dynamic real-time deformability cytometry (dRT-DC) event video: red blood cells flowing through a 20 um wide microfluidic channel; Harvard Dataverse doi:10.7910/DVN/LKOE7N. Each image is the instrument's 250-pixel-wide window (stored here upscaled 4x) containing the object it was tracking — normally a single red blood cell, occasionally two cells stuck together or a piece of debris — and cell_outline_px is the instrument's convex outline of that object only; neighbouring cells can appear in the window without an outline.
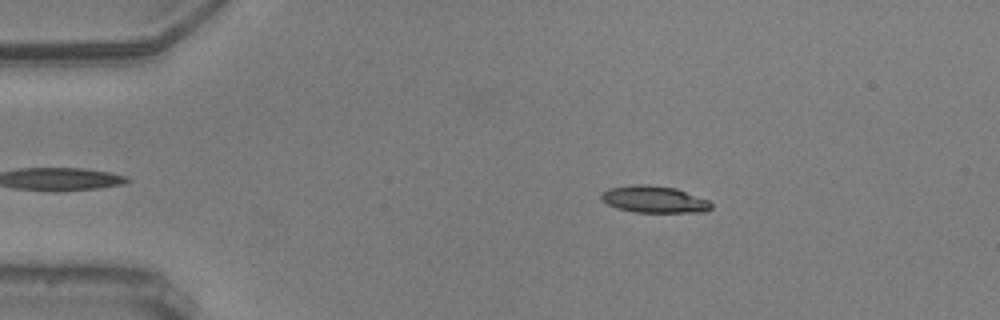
{"species": "common noctule bat (a hibernating species)", "species_latin": "Nyctalus noctula", "temperature_condition": "warm", "stored_images_in_passage": 43, "camera_frame_rate_fps": 3000, "um_per_image_px": 0.085, "animal": {"sex": "male", "body_mass_g": 20.5, "forearm_length_mm": 52.5}, "frame": {"image": 1, "passage_image": 5, "time_ms": 1.333, "image_size_px": [1000, 320], "cell_outline_px": [[712, 208], [704, 212], [636, 212], [616, 208], [608, 204], [600, 196], [608, 188], [636, 184], [648, 184], [676, 188], [708, 200], [712, 204]], "centroid_in_image_um": [55.62, 16.94], "position_along_channel_um": 29.4, "area_um2": 17.11}}
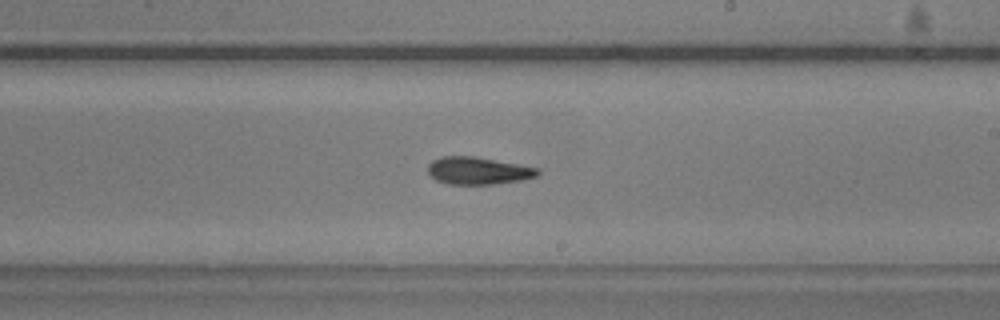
{"frame": {"image": 2, "passage_image": 28, "time_ms": 9.0, "image_size_px": [1000, 320], "cell_outline_px": [[540, 172], [536, 176], [520, 180], [492, 184], [448, 184], [436, 180], [428, 172], [428, 164], [432, 160], [440, 156], [476, 156], [540, 168]], "centroid_in_image_um": [40.62, 14.49], "position_along_channel_um": 248.4, "area_um2": 17.57}}
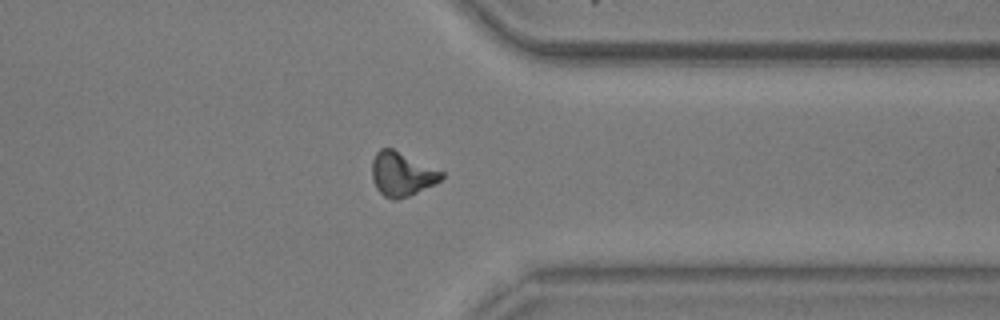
{"frame": {"image": 3, "passage_image": 39, "time_ms": 12.667, "image_size_px": [1000, 320], "cell_outline_px": [[444, 176], [436, 184], [408, 196], [396, 200], [392, 200], [384, 196], [376, 188], [372, 180], [372, 160], [376, 152], [380, 148], [392, 148], [444, 172]], "centroid_in_image_um": [34.14, 14.8], "position_along_channel_um": 377.3, "area_um2": 17.86}, "authors_computed_cell_mechanics": {"area_um2": 17.3978, "velocity_mm_per_s": 3.6244, "shape_relaxation_time_tau1_ms": 4.315, "shape_relaxation_time_tau2_ms": 3.8447, "deformation_change_tau1": 0.1324, "deformation_change_tau2": 0.1219}}